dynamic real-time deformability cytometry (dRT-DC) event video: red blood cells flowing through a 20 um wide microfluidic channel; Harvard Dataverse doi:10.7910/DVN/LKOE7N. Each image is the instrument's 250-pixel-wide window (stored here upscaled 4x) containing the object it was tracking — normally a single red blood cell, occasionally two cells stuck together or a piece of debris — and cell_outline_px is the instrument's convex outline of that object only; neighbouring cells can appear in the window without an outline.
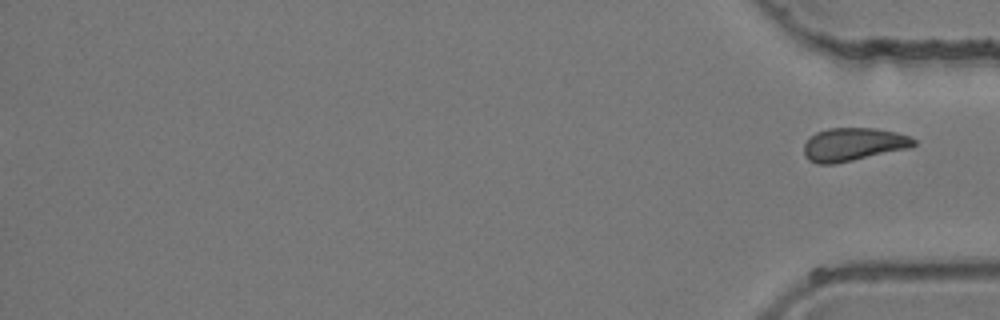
{"species": "common noctule bat (a hibernating species)", "species_latin": "Nyctalus noctula", "temperature_condition": "room temperature", "stored_images_in_passage": 46, "segment_of_instrument_passage": [2, 2], "camera_frame_rate_fps": 3000, "um_per_image_px": 0.085, "animal": {"sex": "female", "body_mass_g": 24.6, "forearm_length_mm": 56.2}, "frame": {"image": 1, "passage_image": 46, "time_ms": 15.0, "image_size_px": [1000, 320], "cell_outline_px": [[916, 144], [908, 148], [852, 160], [832, 164], [816, 164], [808, 160], [804, 156], [804, 144], [816, 132], [828, 128], [876, 128], [896, 132], [908, 136], [916, 140]], "centroid_in_image_um": [72.5, 12.27], "position_along_channel_um": 362.7, "area_um2": 21.04}}